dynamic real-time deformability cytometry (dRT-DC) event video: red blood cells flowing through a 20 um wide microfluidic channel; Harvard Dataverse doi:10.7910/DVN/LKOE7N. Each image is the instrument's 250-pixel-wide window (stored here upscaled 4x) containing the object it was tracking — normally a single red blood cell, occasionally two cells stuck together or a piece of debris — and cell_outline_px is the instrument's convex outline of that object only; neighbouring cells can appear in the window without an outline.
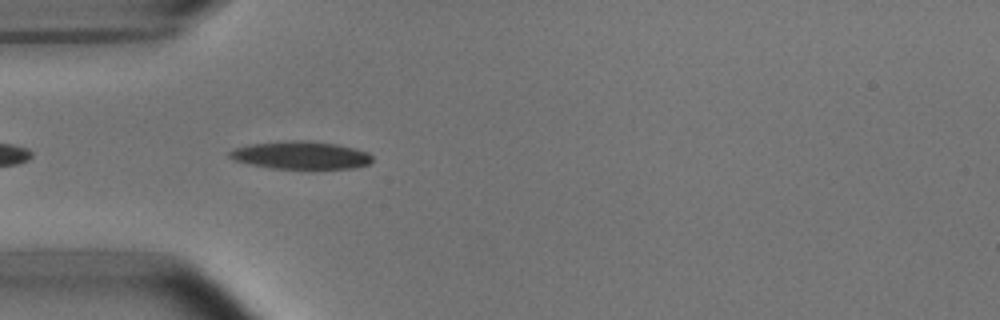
{"species": "common noctule bat (a hibernating species)", "species_latin": "Nyctalus noctula", "temperature_condition": "room temperature", "stored_images_in_passage": 9, "camera_frame_rate_fps": 3000, "um_per_image_px": 0.085, "animal": {"sex": "male", "body_mass_g": 15.6}, "frame": {"image": 1, "passage_image": 3, "time_ms": 0.667, "image_size_px": [1000, 320], "cell_outline_px": [[372, 160], [368, 164], [356, 168], [312, 172], [308, 172], [272, 168], [248, 164], [236, 160], [228, 156], [228, 152], [236, 148], [248, 144], [292, 140], [304, 140], [336, 144], [356, 148], [368, 152], [372, 156]], "centroid_in_image_um": [25.63, 13.25], "position_along_channel_um": 59.4, "area_um2": 24.28}}